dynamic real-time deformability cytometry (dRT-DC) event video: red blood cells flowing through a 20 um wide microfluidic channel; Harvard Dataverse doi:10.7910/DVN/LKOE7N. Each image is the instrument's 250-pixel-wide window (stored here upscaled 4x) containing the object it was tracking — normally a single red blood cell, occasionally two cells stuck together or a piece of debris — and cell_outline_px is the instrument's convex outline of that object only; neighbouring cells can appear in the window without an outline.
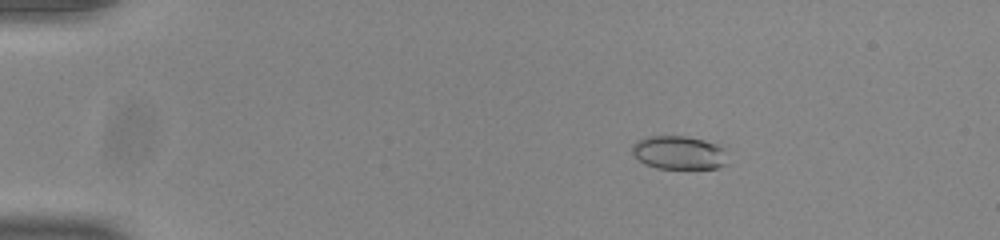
{"species": "common noctule bat (a hibernating species)", "species_latin": "Nyctalus noctula", "temperature_condition": "room temperature", "stored_images_in_passage": 54, "camera_frame_rate_fps": 3000, "um_per_image_px": 0.085, "animal": {"sex": "male", "body_mass_g": 20.0, "forearm_length_mm": 53.3}, "frame": {"image": 1, "passage_image": 10, "time_ms": 3.0, "image_size_px": [1000, 240], "cell_outline_px": [[728, 164], [720, 168], [656, 168], [644, 164], [632, 156], [632, 144], [636, 140], [648, 136], [684, 136], [704, 140], [716, 144], [724, 148]], "centroid_in_image_um": [57.68, 12.98], "position_along_channel_um": 27.3, "area_um2": 18.9}}
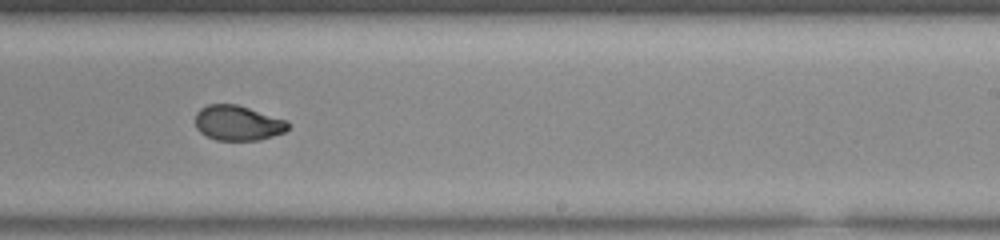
{"frame": {"image": 2, "passage_image": 35, "time_ms": 11.333, "image_size_px": [1000, 240], "cell_outline_px": [[292, 124], [284, 132], [260, 140], [216, 140], [200, 132], [196, 128], [196, 112], [200, 108], [208, 104], [236, 104], [288, 120]], "centroid_in_image_um": [20.23, 10.45], "position_along_channel_um": 268.8, "area_um2": 19.02}}
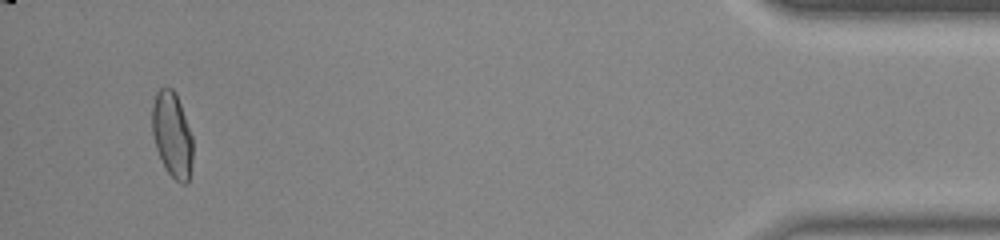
{"frame": {"image": 3, "passage_image": 52, "time_ms": 17.0, "image_size_px": [1000, 240], "cell_outline_px": [[192, 160], [188, 184], [180, 184], [168, 172], [156, 148], [152, 132], [152, 104], [156, 92], [160, 88], [172, 88], [176, 92], [192, 136]], "centroid_in_image_um": [14.63, 11.44], "position_along_channel_um": 420.6, "area_um2": 20.11}, "authors_computed_cell_mechanics": {"area_um2": 19.7387, "velocity_mm_per_s": 3.8867, "shape_relaxation_time_tau1_ms": 4.4255, "shape_relaxation_time_tau2_ms": 0.8914, "deformation_change_tau1": 0.1535, "deformation_change_tau2": 0.0502}}